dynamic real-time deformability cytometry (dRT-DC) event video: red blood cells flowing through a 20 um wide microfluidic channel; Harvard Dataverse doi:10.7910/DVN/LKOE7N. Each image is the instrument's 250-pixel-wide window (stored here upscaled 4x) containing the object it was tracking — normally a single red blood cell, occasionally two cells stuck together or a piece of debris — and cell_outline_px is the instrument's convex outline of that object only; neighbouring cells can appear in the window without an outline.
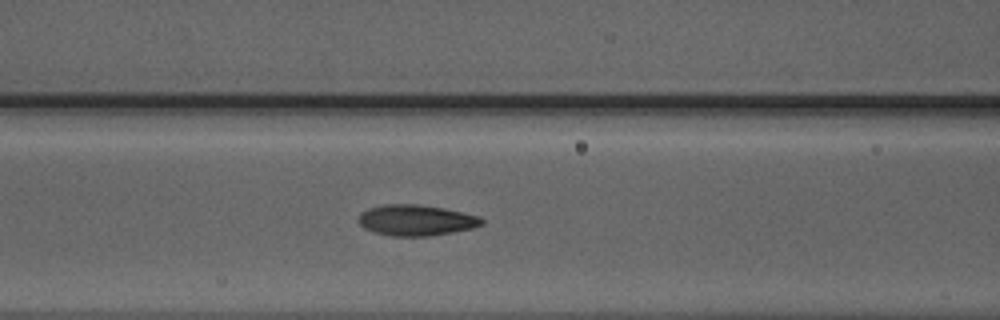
{"species": "Egyptian fruit bat (a non-hibernating species)", "species_latin": "Rousettus aegyptiacus", "temperature_condition": "warm", "stored_images_in_passage": 39, "camera_frame_rate_fps": 3000, "um_per_image_px": 0.085, "animal": {"sex": "male"}, "frame": {"image": 1, "passage_image": 11, "time_ms": 3.333, "image_size_px": [1000, 320], "cell_outline_px": [[484, 224], [472, 228], [452, 232], [428, 236], [392, 236], [372, 232], [364, 228], [360, 224], [360, 212], [368, 208], [384, 204], [416, 204], [444, 208], [480, 216], [484, 220]], "centroid_in_image_um": [35.37, 18.72], "position_along_channel_um": 131.2, "area_um2": 22.2}}
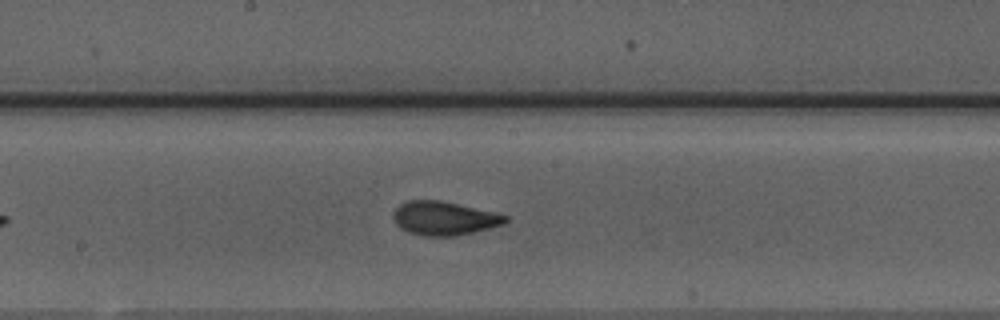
{"frame": {"image": 2, "passage_image": 17, "time_ms": 5.333, "image_size_px": [1000, 320], "cell_outline_px": [[508, 220], [504, 224], [492, 228], [456, 236], [424, 236], [408, 232], [400, 228], [396, 224], [392, 212], [400, 204], [408, 200], [440, 200], [496, 212], [508, 216]], "centroid_in_image_um": [37.77, 18.56], "position_along_channel_um": 210.4, "area_um2": 22.25}}
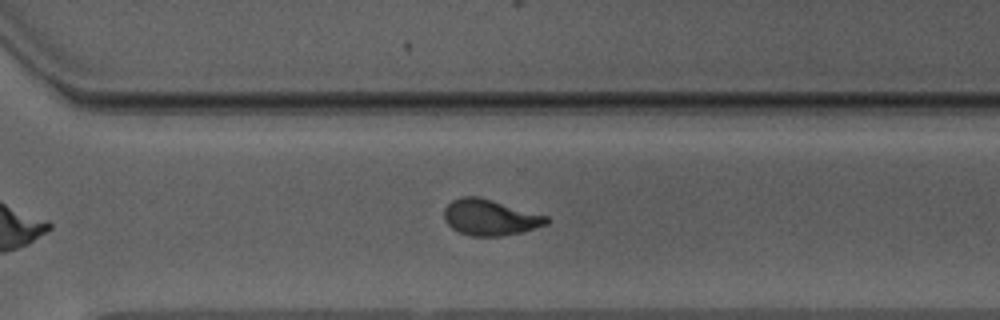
{"frame": {"image": 3, "passage_image": 26, "time_ms": 8.333, "image_size_px": [1000, 320], "cell_outline_px": [[548, 224], [524, 232], [500, 236], [468, 236], [452, 228], [444, 220], [444, 208], [452, 200], [460, 196], [476, 196], [492, 200], [548, 216]], "centroid_in_image_um": [41.64, 18.48], "position_along_channel_um": 329.0, "area_um2": 21.5}, "authors_computed_cell_mechanics": {"area_um2": 21.6172, "velocity_mm_per_s": 3.9633, "shape_relaxation_time_tau1_ms": 3.9511, "shape_relaxation_time_tau2_ms": 1.141, "deformation_change_tau1": 0.1703, "deformation_change_tau2": 0.0731}}